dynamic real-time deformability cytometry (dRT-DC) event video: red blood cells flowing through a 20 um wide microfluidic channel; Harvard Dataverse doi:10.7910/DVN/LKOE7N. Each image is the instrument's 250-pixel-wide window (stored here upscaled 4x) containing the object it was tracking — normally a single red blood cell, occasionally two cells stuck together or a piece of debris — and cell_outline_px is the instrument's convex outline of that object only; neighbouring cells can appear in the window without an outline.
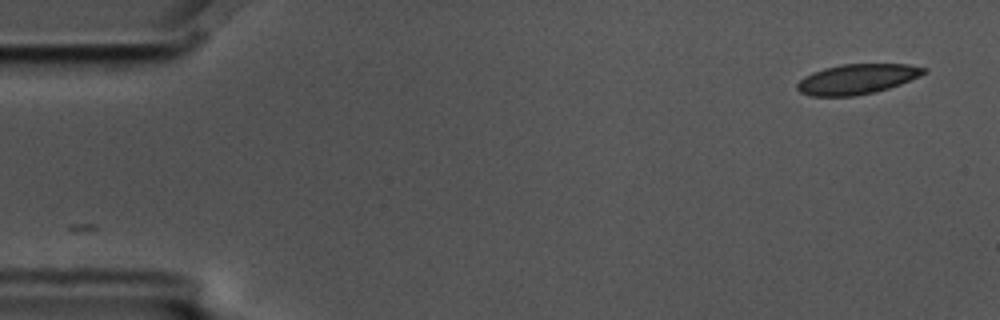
{"species": "common noctule bat (a hibernating species)", "species_latin": "Nyctalus noctula", "temperature_condition": "cold", "stored_images_in_passage": 2, "camera_frame_rate_fps": 3000, "um_per_image_px": 0.085, "animal": {"sex": "male", "body_mass_g": 17.5, "forearm_length_mm": 52.3}, "frame": {"image": 1, "passage_image": 2, "time_ms": 0.333, "image_size_px": [1000, 320], "cell_outline_px": [[928, 72], [900, 84], [876, 92], [852, 96], [812, 96], [800, 92], [796, 88], [796, 84], [804, 76], [812, 72], [824, 68], [840, 64], [908, 64], [928, 68]], "centroid_in_image_um": [72.84, 6.71], "position_along_channel_um": 12.2, "area_um2": 22.25}}